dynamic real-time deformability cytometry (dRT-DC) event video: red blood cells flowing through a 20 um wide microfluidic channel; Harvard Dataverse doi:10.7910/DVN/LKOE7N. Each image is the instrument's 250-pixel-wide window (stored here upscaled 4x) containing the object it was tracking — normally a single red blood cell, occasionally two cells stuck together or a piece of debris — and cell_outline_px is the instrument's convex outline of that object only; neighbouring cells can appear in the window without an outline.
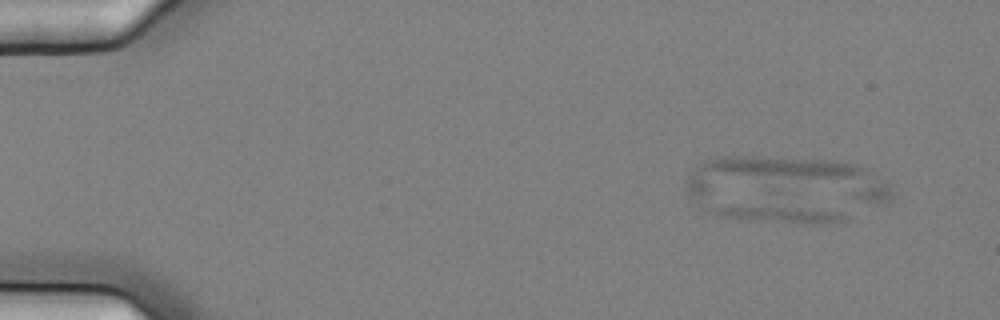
{"species": "common noctule bat (a hibernating species)", "species_latin": "Nyctalus noctula", "temperature_condition": "cold", "stored_images_in_passage": 5, "camera_frame_rate_fps": 3000, "um_per_image_px": 0.085, "animal": {"sex": "female", "body_mass_g": 25.1}, "frame": {"image": 1, "passage_image": 2, "time_ms": 0.333, "image_size_px": [1000, 320], "cell_outline_px": [[852, 220], [832, 224], [804, 224], [716, 216], [708, 212], [708, 208], [768, 192], [780, 192], [840, 212]], "centroid_in_image_um": [66.21, 17.85], "position_along_channel_um": 18.8, "area_um2": 20.0}}